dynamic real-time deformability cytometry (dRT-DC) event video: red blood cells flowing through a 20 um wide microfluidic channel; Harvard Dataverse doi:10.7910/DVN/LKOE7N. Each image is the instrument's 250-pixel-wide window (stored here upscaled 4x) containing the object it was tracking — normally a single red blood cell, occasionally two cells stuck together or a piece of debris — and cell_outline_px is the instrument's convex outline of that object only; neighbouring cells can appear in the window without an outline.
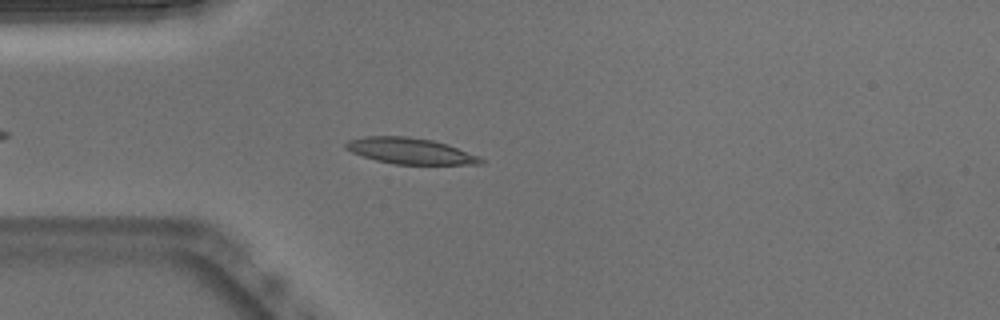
{"species": "Egyptian fruit bat (a non-hibernating species)", "species_latin": "Rousettus aegyptiacus", "temperature_condition": "warm", "stored_images_in_passage": 34, "camera_frame_rate_fps": 3000, "um_per_image_px": 0.085, "animal": {"sex": "male"}, "frame": {"image": 1, "passage_image": 6, "time_ms": 1.667, "image_size_px": [1000, 320], "cell_outline_px": [[488, 160], [480, 164], [396, 164], [376, 160], [352, 152], [344, 148], [344, 144], [348, 140], [364, 136], [408, 136], [432, 140], [448, 144], [480, 156]], "centroid_in_image_um": [34.9, 12.82], "position_along_channel_um": 50.1, "area_um2": 20.58}}
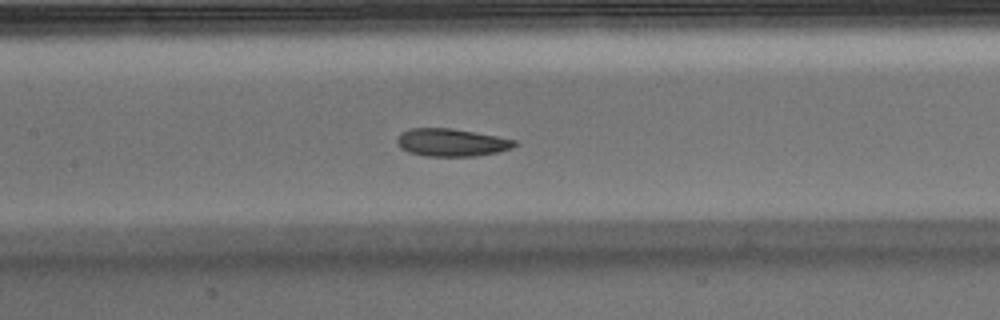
{"frame": {"image": 2, "passage_image": 16, "time_ms": 5.0, "image_size_px": [1000, 320], "cell_outline_px": [[520, 144], [512, 148], [500, 152], [476, 156], [424, 156], [408, 152], [400, 148], [396, 140], [400, 132], [408, 128], [452, 128], [496, 136], [516, 140]], "centroid_in_image_um": [38.38, 12.11], "position_along_channel_um": 169.0, "area_um2": 19.25}}
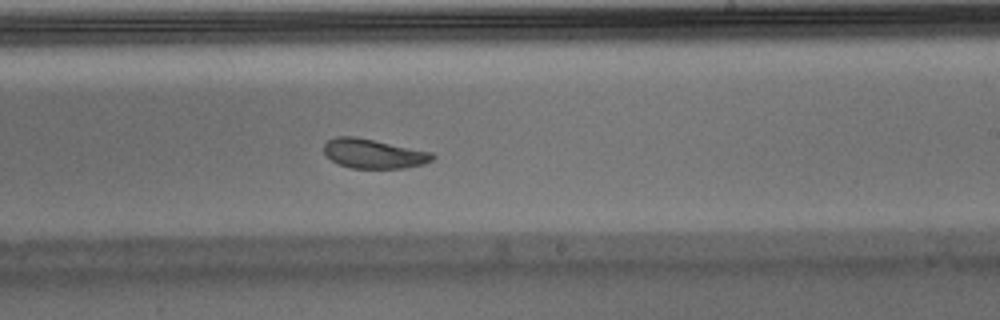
{"frame": {"image": 3, "passage_image": 23, "time_ms": 7.333, "image_size_px": [1000, 320], "cell_outline_px": [[436, 156], [432, 160], [424, 164], [404, 168], [352, 168], [340, 164], [332, 160], [324, 152], [324, 144], [328, 140], [336, 136], [356, 136], [432, 152]], "centroid_in_image_um": [31.77, 13.05], "position_along_channel_um": 257.2, "area_um2": 18.55}, "authors_computed_cell_mechanics": {"area_um2": 19.4208, "velocity_mm_per_s": 3.7955, "shape_relaxation_time_tau1_ms": 5.1111, "shape_relaxation_time_tau2_ms": 2.0455, "deformation_change_tau1": 0.1565, "deformation_change_tau2": 0.0806}}